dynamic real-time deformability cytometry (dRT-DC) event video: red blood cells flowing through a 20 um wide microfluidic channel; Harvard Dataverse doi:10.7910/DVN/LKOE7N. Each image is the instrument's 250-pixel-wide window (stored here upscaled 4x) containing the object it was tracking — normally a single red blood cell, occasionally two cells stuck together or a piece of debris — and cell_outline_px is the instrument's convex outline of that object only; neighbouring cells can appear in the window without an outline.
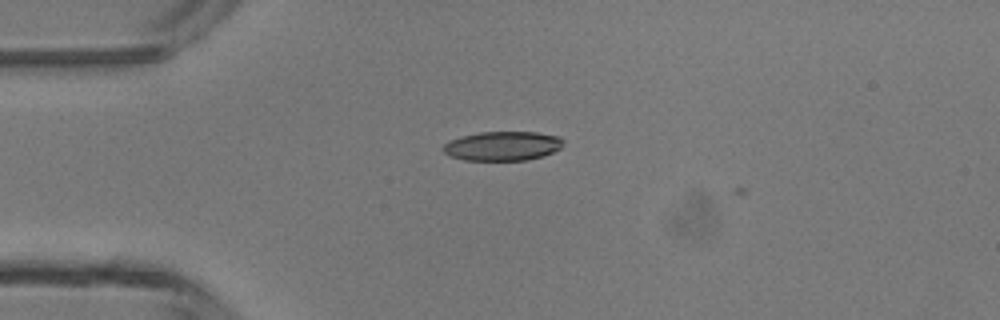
{"species": "common noctule bat (a hibernating species)", "species_latin": "Nyctalus noctula", "temperature_condition": "room temperature", "stored_images_in_passage": 5, "camera_frame_rate_fps": 3000, "um_per_image_px": 0.085, "animal": {"sex": "male", "body_mass_g": 13.3}, "frame": {"image": 1, "passage_image": 4, "time_ms": 1.0, "image_size_px": [1000, 320], "cell_outline_px": [[564, 144], [560, 148], [552, 152], [528, 160], [464, 160], [448, 156], [444, 152], [444, 144], [452, 140], [464, 136], [480, 132], [536, 132], [560, 136], [564, 140]], "centroid_in_image_um": [42.75, 12.41], "position_along_channel_um": 42.3, "area_um2": 20.35}}